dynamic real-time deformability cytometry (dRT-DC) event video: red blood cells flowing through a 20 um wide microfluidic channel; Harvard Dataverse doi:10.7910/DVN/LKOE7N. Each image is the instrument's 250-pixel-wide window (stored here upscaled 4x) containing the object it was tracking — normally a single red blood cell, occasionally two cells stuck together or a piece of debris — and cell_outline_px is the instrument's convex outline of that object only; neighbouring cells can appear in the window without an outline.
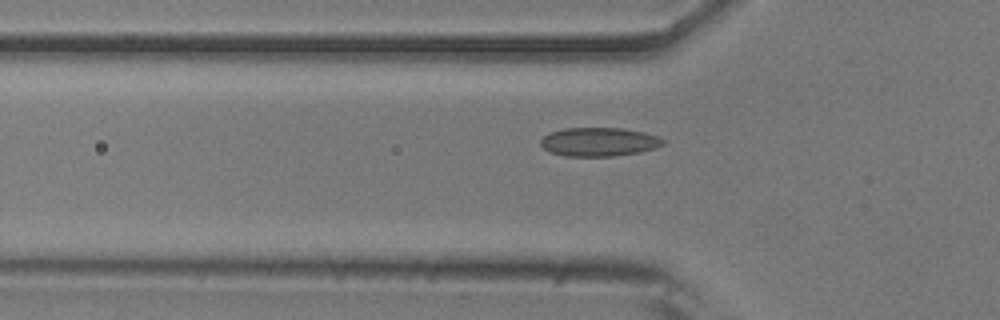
{"species": "common noctule bat (a hibernating species)", "species_latin": "Nyctalus noctula", "temperature_condition": "room temperature", "stored_images_in_passage": 47, "camera_frame_rate_fps": 3000, "um_per_image_px": 0.085, "animal": {"sex": "male", "body_mass_g": 20.5, "forearm_length_mm": 52.5}, "frame": {"image": 1, "passage_image": 17, "time_ms": 5.333, "image_size_px": [1000, 320], "cell_outline_px": [[668, 140], [664, 144], [656, 148], [640, 152], [612, 156], [564, 156], [548, 152], [540, 144], [540, 140], [548, 132], [564, 128], [620, 128], [644, 132]], "centroid_in_image_um": [50.9, 12.06], "position_along_channel_um": 74.9, "area_um2": 20.69}}
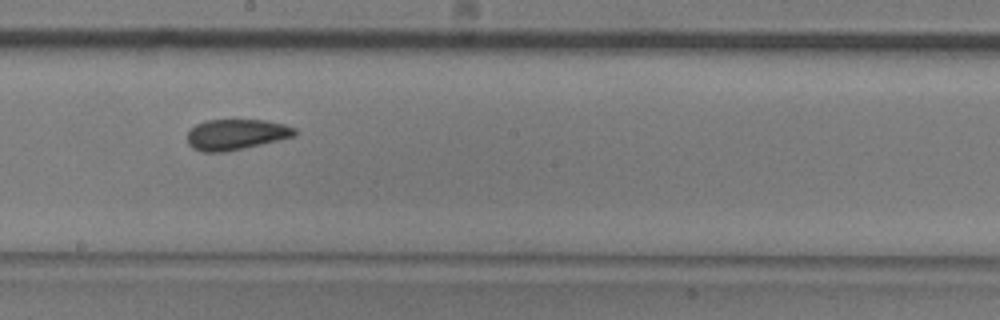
{"frame": {"image": 2, "passage_image": 29, "time_ms": 9.333, "image_size_px": [1000, 320], "cell_outline_px": [[300, 132], [296, 136], [244, 148], [224, 152], [204, 152], [192, 148], [188, 144], [188, 132], [196, 124], [204, 120], [264, 120], [284, 124], [296, 128]], "centroid_in_image_um": [20.1, 11.43], "position_along_channel_um": 228.1, "area_um2": 19.31}}
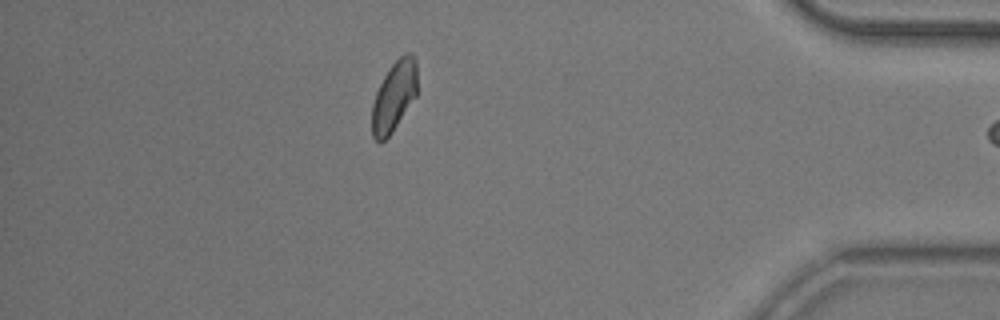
{"frame": {"image": 3, "passage_image": 46, "time_ms": 15.0, "image_size_px": [1000, 320], "cell_outline_px": [[416, 96], [392, 132], [380, 144], [372, 136], [372, 104], [376, 92], [384, 76], [392, 64], [404, 52], [412, 52], [416, 60]], "centroid_in_image_um": [33.49, 8.18], "position_along_channel_um": 401.7, "area_um2": 18.44}}